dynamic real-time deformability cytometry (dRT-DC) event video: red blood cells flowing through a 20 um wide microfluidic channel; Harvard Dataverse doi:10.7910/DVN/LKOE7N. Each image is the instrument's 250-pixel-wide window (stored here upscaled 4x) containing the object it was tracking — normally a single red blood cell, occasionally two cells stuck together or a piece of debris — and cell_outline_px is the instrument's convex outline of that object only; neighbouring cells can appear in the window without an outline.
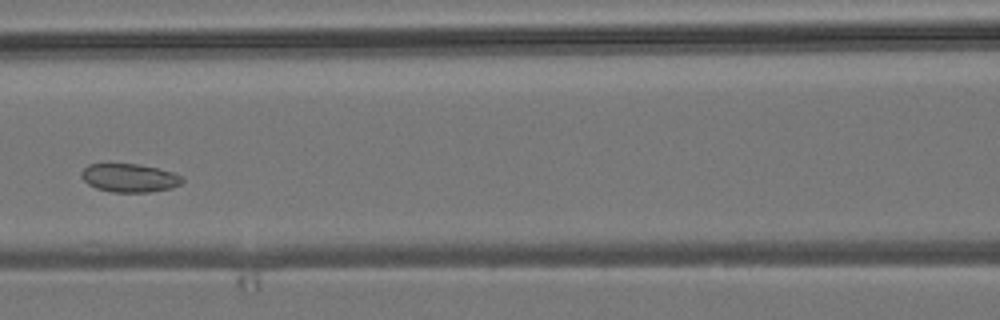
{"species": "common noctule bat (a hibernating species)", "species_latin": "Nyctalus noctula", "temperature_condition": "room temperature", "stored_images_in_passage": 6, "camera_frame_rate_fps": 3000, "um_per_image_px": 0.085, "animal": {"sex": "male", "body_mass_g": 19.2, "forearm_length_mm": 51.8}, "frame": {"image": 1, "passage_image": 6, "time_ms": 5.667, "image_size_px": [1000, 320], "cell_outline_px": [[184, 180], [180, 184], [172, 188], [148, 192], [112, 192], [96, 188], [88, 184], [80, 176], [80, 172], [88, 164], [136, 164], [156, 168], [172, 172], [184, 176]], "centroid_in_image_um": [11.0, 15.12], "position_along_channel_um": 155.6, "area_um2": 16.7}}